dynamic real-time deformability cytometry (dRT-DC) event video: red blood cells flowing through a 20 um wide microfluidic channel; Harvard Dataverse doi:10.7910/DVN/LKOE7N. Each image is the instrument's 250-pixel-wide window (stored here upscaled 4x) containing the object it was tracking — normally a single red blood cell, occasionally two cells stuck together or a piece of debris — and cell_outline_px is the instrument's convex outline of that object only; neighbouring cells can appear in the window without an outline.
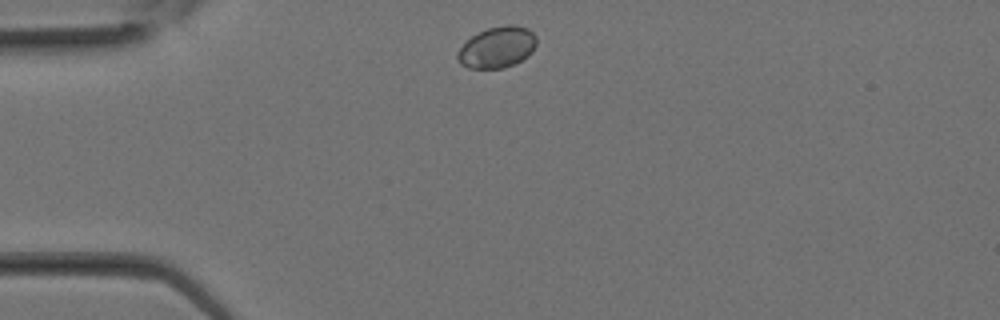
{"species": "Egyptian fruit bat (a non-hibernating species)", "species_latin": "Rousettus aegyptiacus", "temperature_condition": "room temperature", "stored_images_in_passage": 24, "camera_frame_rate_fps": 3000, "um_per_image_px": 0.085, "animal": {"sex": "female"}, "frame": {"image": 1, "passage_image": 1, "time_ms": 0.0, "image_size_px": [1000, 320], "cell_outline_px": [[536, 44], [532, 52], [528, 56], [504, 68], [468, 68], [460, 64], [456, 56], [456, 52], [472, 36], [488, 28], [504, 24], [512, 24], [528, 28], [536, 36]], "centroid_in_image_um": [42.26, 4.01], "position_along_channel_um": 42.7, "area_um2": 18.9}}
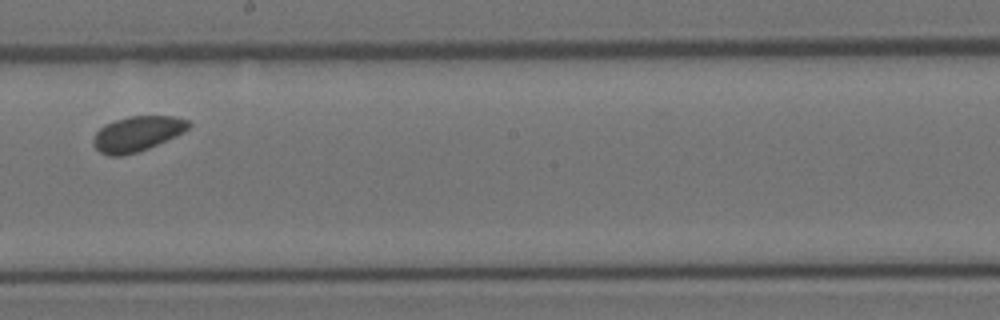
{"frame": {"image": 2, "passage_image": 11, "time_ms": 3.333, "image_size_px": [1000, 320], "cell_outline_px": [[192, 124], [184, 132], [176, 136], [148, 148], [136, 152], [120, 156], [108, 156], [100, 152], [92, 144], [92, 140], [96, 132], [104, 124], [128, 116], [172, 116], [188, 120]], "centroid_in_image_um": [11.65, 11.37], "position_along_channel_um": 236.6, "area_um2": 19.48}}
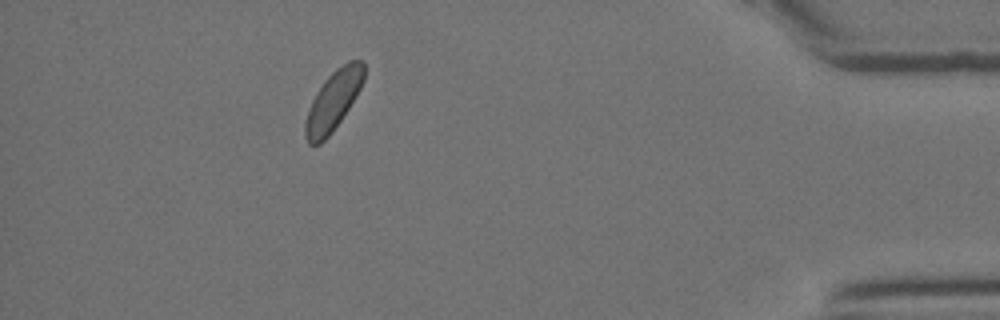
{"frame": {"image": 3, "passage_image": 21, "time_ms": 6.667, "image_size_px": [1000, 320], "cell_outline_px": [[364, 80], [360, 88], [348, 108], [332, 132], [320, 144], [308, 144], [304, 136], [304, 124], [312, 100], [316, 92], [324, 80], [336, 68], [348, 60], [364, 60]], "centroid_in_image_um": [28.31, 8.55], "position_along_channel_um": 406.9, "area_um2": 20.17}}